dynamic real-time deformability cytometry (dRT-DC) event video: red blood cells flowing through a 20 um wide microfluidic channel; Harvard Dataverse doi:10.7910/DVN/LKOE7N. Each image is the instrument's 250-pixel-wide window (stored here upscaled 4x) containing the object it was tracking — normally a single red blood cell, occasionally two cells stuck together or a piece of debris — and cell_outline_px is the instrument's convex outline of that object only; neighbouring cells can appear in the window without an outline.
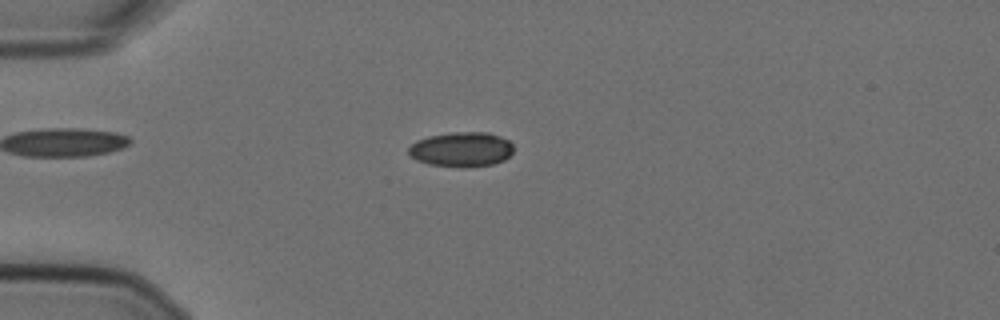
{"species": "Egyptian fruit bat (a non-hibernating species)", "species_latin": "Rousettus aegyptiacus", "temperature_condition": "cold", "stored_images_in_passage": 54, "camera_frame_rate_fps": 3000, "um_per_image_px": 0.085, "animal": {"sex": "female"}, "frame": {"image": 1, "passage_image": 13, "time_ms": 4.0, "image_size_px": [1000, 320], "cell_outline_px": [[512, 152], [504, 160], [492, 164], [464, 168], [460, 168], [428, 164], [416, 160], [408, 156], [408, 148], [416, 140], [428, 136], [452, 132], [488, 132], [500, 136], [508, 140], [512, 144]], "centroid_in_image_um": [39.18, 12.7], "position_along_channel_um": 45.8, "area_um2": 21.5}}
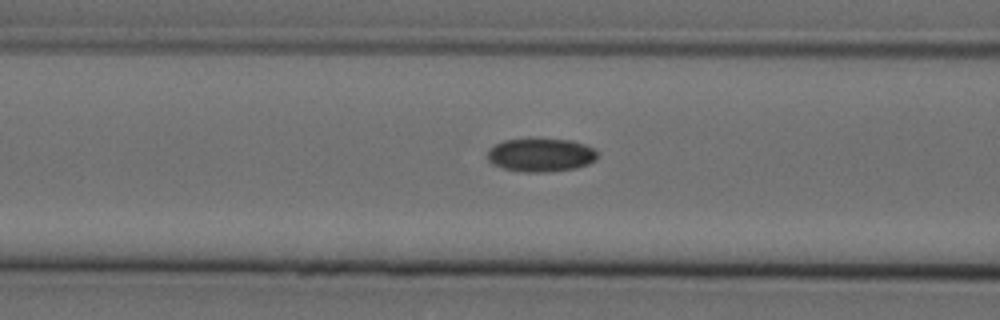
{"frame": {"image": 2, "passage_image": 21, "time_ms": 6.667, "image_size_px": [1000, 320], "cell_outline_px": [[600, 152], [596, 160], [588, 164], [576, 168], [548, 172], [520, 172], [504, 168], [492, 164], [488, 160], [488, 148], [504, 140], [572, 140], [596, 148]], "centroid_in_image_um": [46.01, 13.19], "position_along_channel_um": 120.6, "area_um2": 21.44}}
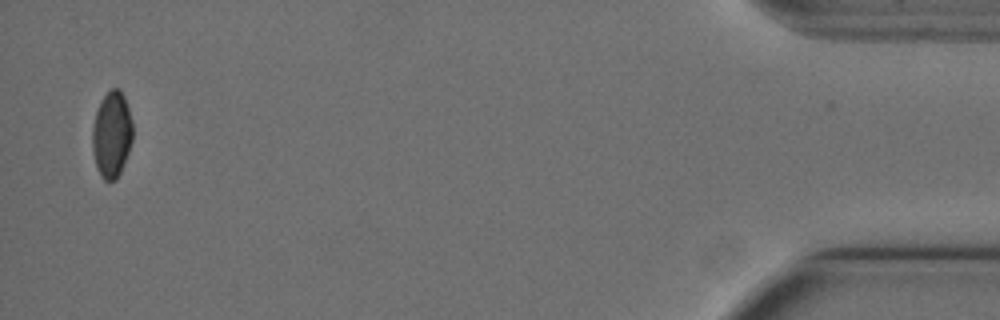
{"frame": {"image": 3, "passage_image": 53, "time_ms": 17.333, "image_size_px": [1000, 320], "cell_outline_px": [[132, 140], [128, 152], [120, 172], [116, 180], [104, 180], [100, 176], [92, 152], [92, 128], [96, 112], [100, 100], [112, 88], [120, 88], [124, 96], [132, 120]], "centroid_in_image_um": [9.49, 11.42], "position_along_channel_um": 425.7, "area_um2": 20.23}}